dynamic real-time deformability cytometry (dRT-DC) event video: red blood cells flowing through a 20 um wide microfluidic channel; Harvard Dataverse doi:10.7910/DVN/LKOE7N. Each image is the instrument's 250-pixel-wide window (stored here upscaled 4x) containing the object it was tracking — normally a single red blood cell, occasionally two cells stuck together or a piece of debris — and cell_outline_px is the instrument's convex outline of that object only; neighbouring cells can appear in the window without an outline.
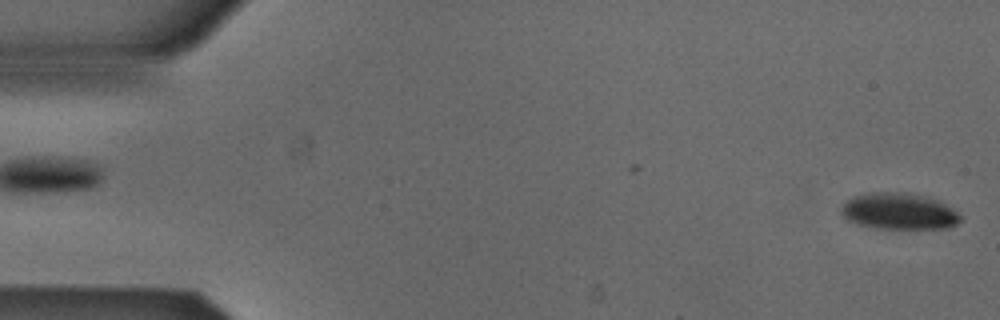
{"species": "Egyptian fruit bat (a non-hibernating species)", "species_latin": "Rousettus aegyptiacus", "temperature_condition": "cold", "stored_images_in_passage": 3, "camera_frame_rate_fps": 3000, "um_per_image_px": 0.085, "animal": {"sex": "male"}, "frame": {"image": 1, "passage_image": 3, "time_ms": 0.667, "image_size_px": [1000, 320], "cell_outline_px": [[964, 220], [948, 228], [876, 228], [856, 224], [848, 220], [840, 212], [840, 208], [848, 200], [864, 192], [908, 192], [940, 200], [952, 208]], "centroid_in_image_um": [76.42, 17.95], "position_along_channel_um": 8.6, "area_um2": 25.43}}